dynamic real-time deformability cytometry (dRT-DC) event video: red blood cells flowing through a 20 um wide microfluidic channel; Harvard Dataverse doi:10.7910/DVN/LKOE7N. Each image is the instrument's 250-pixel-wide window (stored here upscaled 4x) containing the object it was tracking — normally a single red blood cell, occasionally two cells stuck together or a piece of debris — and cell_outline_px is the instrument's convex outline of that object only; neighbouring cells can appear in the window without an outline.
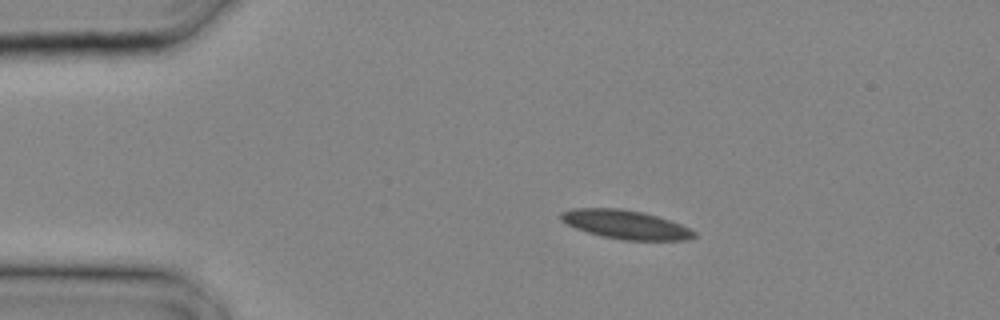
{"species": "common noctule bat (a hibernating species)", "species_latin": "Nyctalus noctula", "temperature_condition": "cold", "stored_images_in_passage": 17, "camera_frame_rate_fps": 3000, "um_per_image_px": 0.085, "animal": {"sex": "male", "body_mass_g": 20.4}, "frame": {"image": 1, "passage_image": 5, "time_ms": 1.333, "image_size_px": [1000, 320], "cell_outline_px": [[696, 236], [688, 240], [624, 240], [600, 236], [576, 228], [560, 220], [560, 212], [572, 208], [620, 208], [644, 212], [672, 220], [696, 232]], "centroid_in_image_um": [53.18, 19.08], "position_along_channel_um": 31.8, "area_um2": 22.48}}
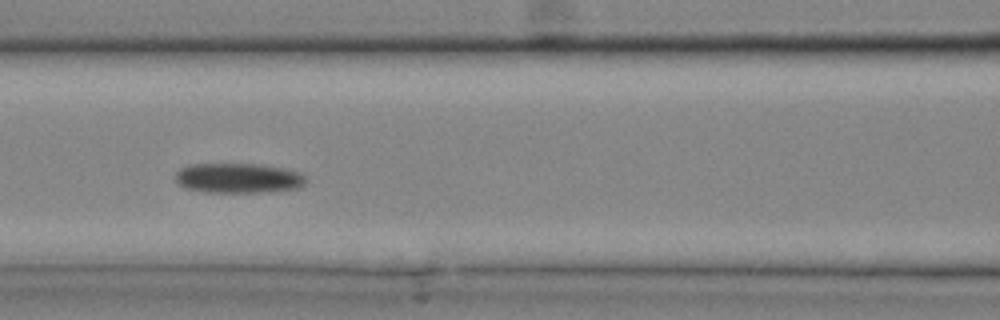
{"frame": {"image": 2, "passage_image": 12, "time_ms": 3.667, "image_size_px": [1000, 320], "cell_outline_px": [[308, 180], [300, 188], [272, 192], [204, 192], [188, 188], [180, 184], [176, 180], [176, 172], [180, 168], [188, 164], [264, 164], [284, 168], [300, 172]], "centroid_in_image_um": [20.31, 15.13], "position_along_channel_um": 146.3, "area_um2": 23.0}}
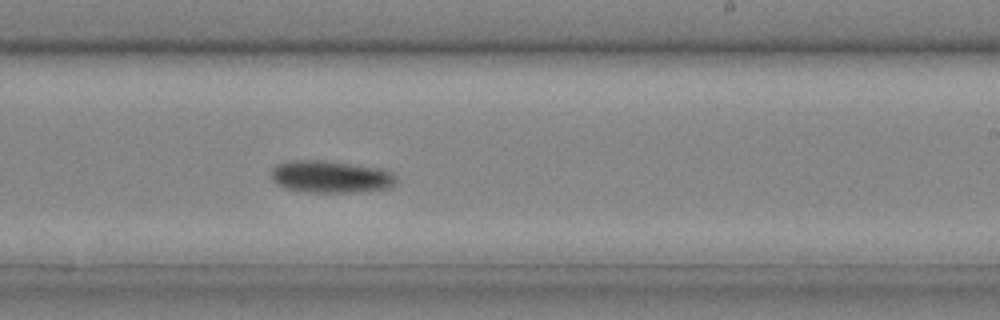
{"frame": {"image": 3, "passage_image": 17, "time_ms": 5.333, "image_size_px": [1000, 320], "cell_outline_px": [[400, 184], [392, 188], [372, 192], [304, 192], [284, 188], [276, 184], [272, 180], [272, 168], [276, 164], [288, 160], [324, 160], [384, 168], [392, 172], [396, 176]], "centroid_in_image_um": [28.2, 15.03], "position_along_channel_um": 260.8, "area_um2": 24.39}}